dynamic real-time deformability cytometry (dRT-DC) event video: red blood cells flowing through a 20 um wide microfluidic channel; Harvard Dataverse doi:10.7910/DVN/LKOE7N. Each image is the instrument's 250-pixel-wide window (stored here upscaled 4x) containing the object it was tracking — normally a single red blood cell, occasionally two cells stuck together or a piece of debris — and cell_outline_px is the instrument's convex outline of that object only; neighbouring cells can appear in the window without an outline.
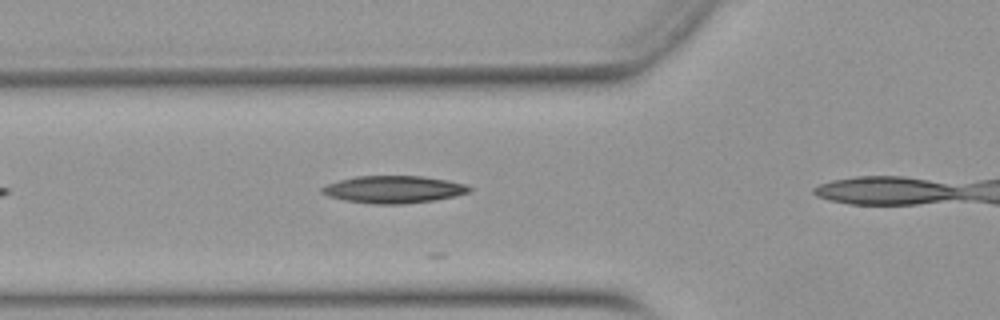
{"species": "Egyptian fruit bat (a non-hibernating species)", "species_latin": "Rousettus aegyptiacus", "temperature_condition": "warm", "stored_images_in_passage": 5, "camera_frame_rate_fps": 3000, "um_per_image_px": 0.085, "animal": {"sex": "female"}, "frame": {"image": 1, "passage_image": 3, "time_ms": 0.667, "image_size_px": [1000, 320], "cell_outline_px": [[472, 188], [468, 192], [456, 196], [432, 200], [404, 204], [372, 204], [344, 200], [328, 196], [320, 192], [320, 188], [328, 184], [340, 180], [356, 176], [424, 176], [448, 180], [468, 184]], "centroid_in_image_um": [33.47, 16.1], "position_along_channel_um": 92.3, "area_um2": 23.52}}